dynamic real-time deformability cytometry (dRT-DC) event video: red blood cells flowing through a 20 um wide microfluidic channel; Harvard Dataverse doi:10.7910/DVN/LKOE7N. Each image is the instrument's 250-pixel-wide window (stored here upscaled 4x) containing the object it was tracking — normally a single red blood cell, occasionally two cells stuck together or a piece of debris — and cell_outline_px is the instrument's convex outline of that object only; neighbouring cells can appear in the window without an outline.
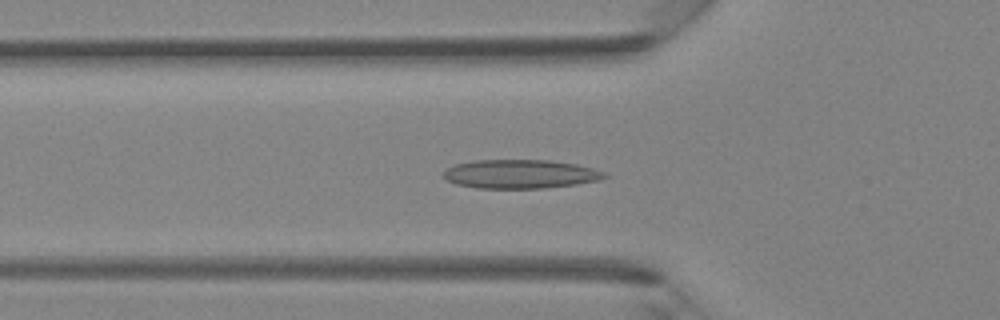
{"species": "Egyptian fruit bat (a non-hibernating species)", "species_latin": "Rousettus aegyptiacus", "temperature_condition": "room temperature", "stored_images_in_passage": 41, "camera_frame_rate_fps": 3000, "um_per_image_px": 0.085, "animal": {"sex": "female"}, "frame": {"image": 1, "passage_image": 13, "time_ms": 4.0, "image_size_px": [1000, 320], "cell_outline_px": [[608, 176], [600, 180], [576, 184], [544, 188], [480, 188], [456, 184], [448, 180], [444, 176], [444, 172], [448, 168], [456, 164], [472, 160], [552, 160], [576, 164], [592, 168], [604, 172]], "centroid_in_image_um": [44.25, 14.79], "position_along_channel_um": 81.5, "area_um2": 26.93}}
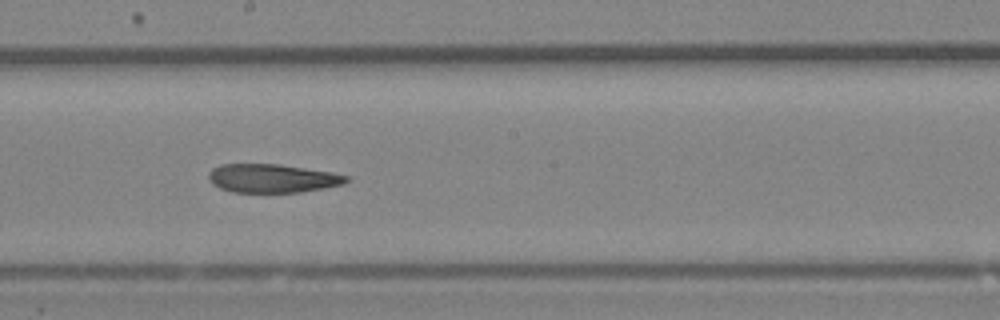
{"frame": {"image": 2, "passage_image": 22, "time_ms": 7.0, "image_size_px": [1000, 320], "cell_outline_px": [[348, 180], [344, 184], [324, 188], [300, 192], [232, 192], [220, 188], [212, 184], [208, 180], [208, 172], [212, 168], [220, 164], [280, 164], [332, 172], [348, 176]], "centroid_in_image_um": [23.11, 15.15], "position_along_channel_um": 225.1, "area_um2": 23.06}}
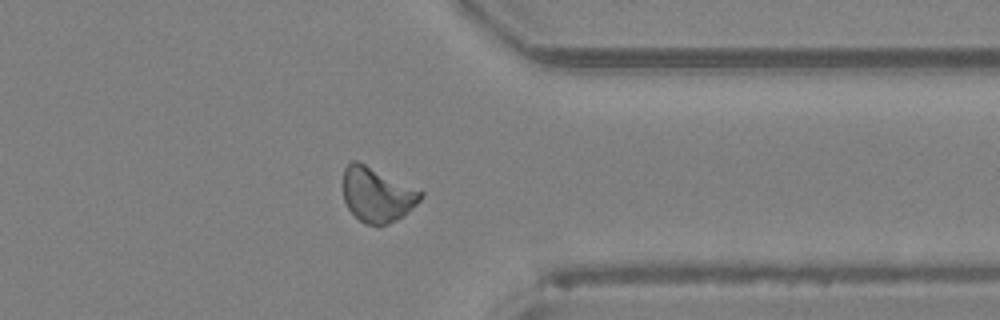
{"frame": {"image": 3, "passage_image": 32, "time_ms": 10.333, "image_size_px": [1000, 320], "cell_outline_px": [[424, 196], [404, 216], [388, 224], [376, 228], [364, 224], [348, 208], [344, 200], [344, 168], [352, 160], [356, 160], [424, 192]], "centroid_in_image_um": [32.06, 16.59], "position_along_channel_um": 379.3, "area_um2": 24.68}}